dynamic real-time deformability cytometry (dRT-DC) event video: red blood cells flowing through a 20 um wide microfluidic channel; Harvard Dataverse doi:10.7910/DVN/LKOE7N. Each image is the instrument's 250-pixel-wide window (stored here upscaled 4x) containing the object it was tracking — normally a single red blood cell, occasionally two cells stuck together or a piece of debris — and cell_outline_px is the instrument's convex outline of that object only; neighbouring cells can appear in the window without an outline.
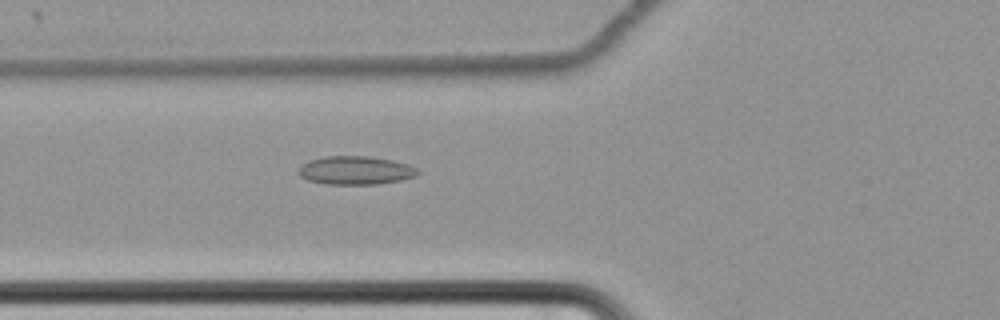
{"species": "common noctule bat (a hibernating species)", "species_latin": "Nyctalus noctula", "temperature_condition": "cold", "stored_images_in_passage": 40, "camera_frame_rate_fps": 3000, "um_per_image_px": 0.085, "animal": {"sex": "female", "body_mass_g": 22.7, "forearm_length_mm": 54.2}, "frame": {"image": 1, "passage_image": 3, "time_ms": 0.667, "image_size_px": [1000, 320], "cell_outline_px": [[420, 172], [416, 176], [400, 180], [376, 184], [324, 184], [308, 180], [300, 176], [296, 172], [308, 160], [324, 156], [368, 156], [392, 160], [408, 164], [416, 168]], "centroid_in_image_um": [30.2, 14.48], "position_along_channel_um": 95.6, "area_um2": 19.77}}
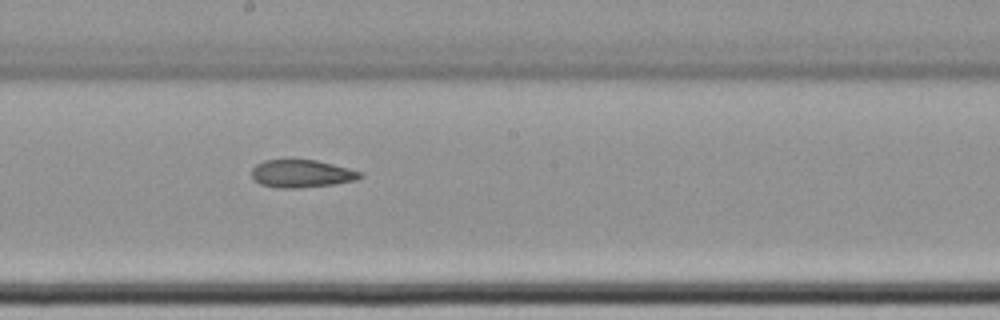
{"frame": {"image": 2, "passage_image": 14, "time_ms": 4.333, "image_size_px": [1000, 320], "cell_outline_px": [[364, 176], [356, 180], [332, 184], [296, 188], [276, 188], [260, 184], [252, 176], [252, 168], [256, 164], [264, 160], [316, 160], [364, 172]], "centroid_in_image_um": [25.65, 14.76], "position_along_channel_um": 222.6, "area_um2": 17.46}}
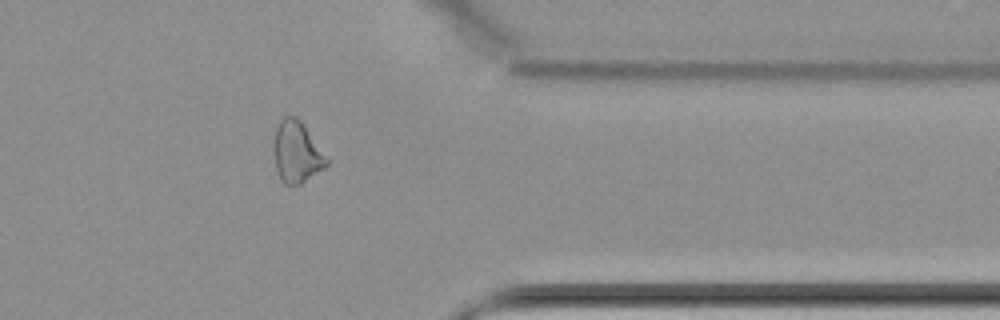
{"frame": {"image": 3, "passage_image": 29, "time_ms": 9.333, "image_size_px": [1000, 320], "cell_outline_px": [[332, 160], [324, 168], [300, 184], [284, 184], [280, 180], [276, 168], [272, 148], [276, 124], [284, 116], [296, 116], [300, 120]], "centroid_in_image_um": [25.23, 12.91], "position_along_channel_um": 386.2, "area_um2": 19.42}, "authors_computed_cell_mechanics": {"area_um2": 18.496, "velocity_mm_per_s": 3.4612, "shape_relaxation_time_tau1_ms": null, "shape_relaxation_time_tau2_ms": 10.7103, "deformation_change_tau1": null, "deformation_change_tau2": 0.1666}}